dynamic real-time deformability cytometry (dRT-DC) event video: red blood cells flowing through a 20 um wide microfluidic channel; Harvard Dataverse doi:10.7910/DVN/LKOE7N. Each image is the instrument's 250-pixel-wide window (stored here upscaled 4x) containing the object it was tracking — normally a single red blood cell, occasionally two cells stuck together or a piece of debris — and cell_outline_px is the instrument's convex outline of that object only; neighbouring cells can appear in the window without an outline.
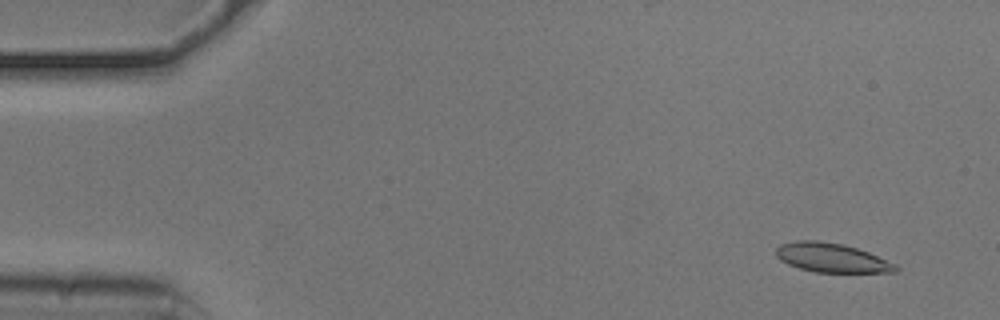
{"species": "common noctule bat (a hibernating species)", "species_latin": "Nyctalus noctula", "temperature_condition": "cold", "stored_images_in_passage": 54, "camera_frame_rate_fps": 3000, "um_per_image_px": 0.085, "animal": {"sex": "male", "body_mass_g": 20.5, "forearm_length_mm": 52.5}, "frame": {"image": 1, "passage_image": 4, "time_ms": 1.0, "image_size_px": [1000, 320], "cell_outline_px": [[900, 268], [896, 272], [816, 272], [800, 268], [788, 264], [780, 260], [776, 256], [776, 248], [780, 244], [796, 240], [816, 240], [844, 244], [868, 252], [896, 264]], "centroid_in_image_um": [70.68, 21.9], "position_along_channel_um": 14.3, "area_um2": 20.29}}
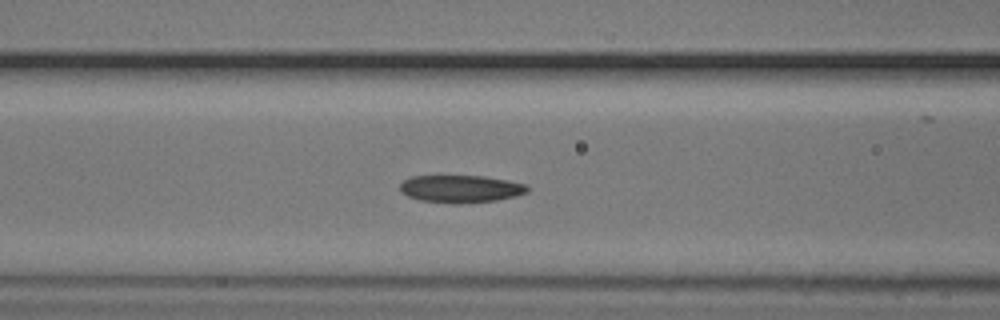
{"frame": {"image": 2, "passage_image": 22, "time_ms": 7.0, "image_size_px": [1000, 320], "cell_outline_px": [[528, 192], [516, 196], [496, 200], [460, 204], [452, 204], [420, 200], [408, 196], [400, 192], [400, 184], [404, 180], [412, 176], [440, 172], [484, 176], [508, 180], [528, 184]], "centroid_in_image_um": [39.11, 16.0], "position_along_channel_um": 127.5, "area_um2": 21.62}}
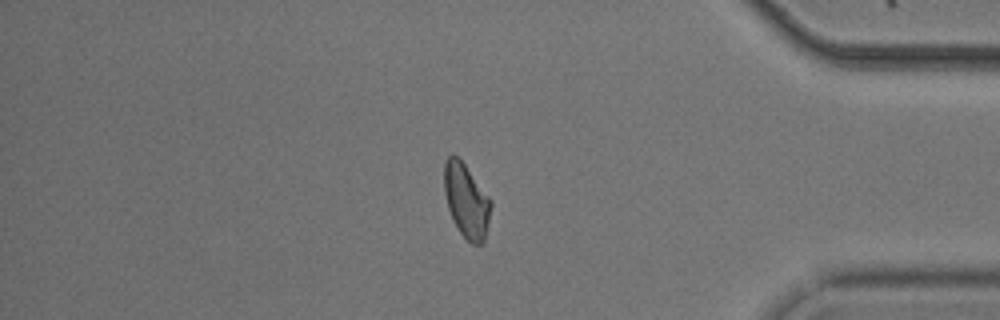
{"frame": {"image": 3, "passage_image": 46, "time_ms": 15.0, "image_size_px": [1000, 320], "cell_outline_px": [[492, 204], [484, 244], [472, 244], [460, 232], [452, 220], [448, 208], [444, 192], [444, 164], [448, 156], [452, 152], [464, 164], [492, 200]], "centroid_in_image_um": [39.64, 17.07], "position_along_channel_um": 395.6, "area_um2": 20.17}, "authors_computed_cell_mechanics": {"area_um2": 20.6635, "velocity_mm_per_s": 3.7118, "shape_relaxation_time_tau1_ms": null, "shape_relaxation_time_tau2_ms": 3.127, "deformation_change_tau1": null, "deformation_change_tau2": 0.0915}}